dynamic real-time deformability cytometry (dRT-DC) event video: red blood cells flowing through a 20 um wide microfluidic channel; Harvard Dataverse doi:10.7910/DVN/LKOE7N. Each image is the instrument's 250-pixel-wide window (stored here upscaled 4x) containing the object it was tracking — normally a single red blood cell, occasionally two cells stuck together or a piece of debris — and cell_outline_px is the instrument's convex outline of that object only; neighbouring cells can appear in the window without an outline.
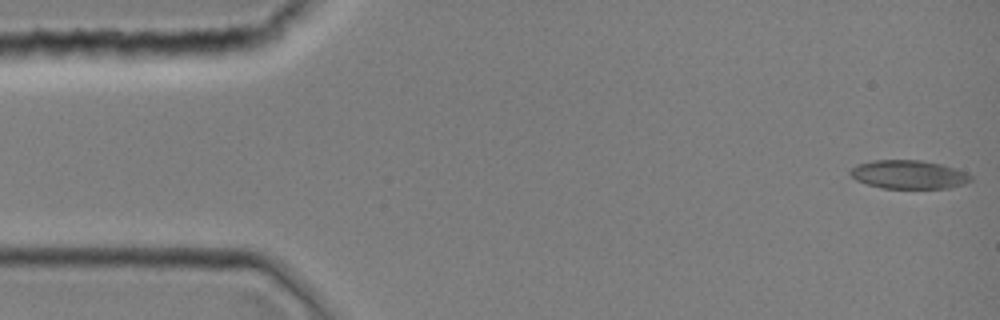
{"species": "common noctule bat (a hibernating species)", "species_latin": "Nyctalus noctula", "temperature_condition": "room temperature", "stored_images_in_passage": 43, "camera_frame_rate_fps": 3000, "um_per_image_px": 0.085, "animal": {"sex": "female", "body_mass_g": 19.0, "forearm_length_mm": 51.5}, "frame": {"image": 1, "passage_image": 1, "time_ms": 0.0, "image_size_px": [1000, 320], "cell_outline_px": [[972, 180], [964, 184], [948, 188], [880, 188], [856, 180], [848, 172], [856, 164], [872, 160], [924, 160], [944, 164], [956, 168], [972, 176]], "centroid_in_image_um": [77.24, 14.82], "position_along_channel_um": 7.8, "area_um2": 20.23}}
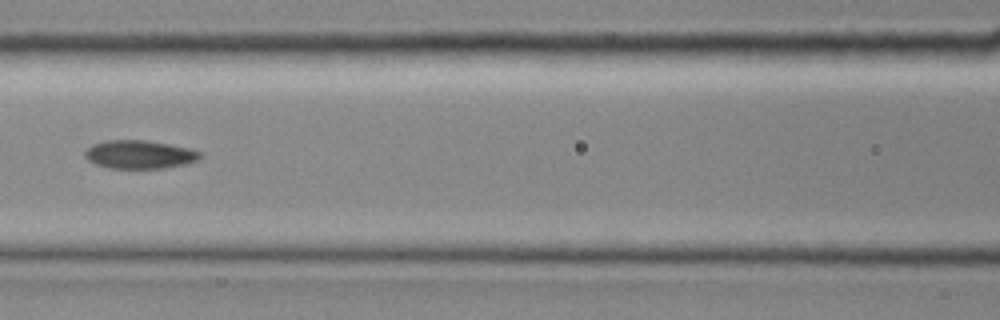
{"frame": {"image": 2, "passage_image": 19, "time_ms": 6.0, "image_size_px": [1000, 320], "cell_outline_px": [[204, 156], [196, 160], [184, 164], [164, 168], [108, 168], [96, 164], [88, 160], [84, 156], [84, 152], [92, 144], [104, 140], [148, 140], [192, 148], [200, 152]], "centroid_in_image_um": [11.86, 13.12], "position_along_channel_um": 154.7, "area_um2": 19.19}}
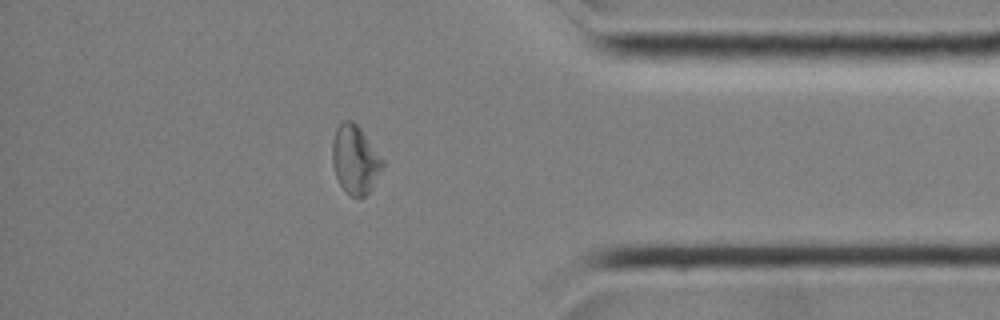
{"frame": {"image": 3, "passage_image": 37, "time_ms": 12.0, "image_size_px": [1000, 320], "cell_outline_px": [[384, 168], [372, 188], [364, 196], [352, 196], [344, 192], [336, 176], [332, 164], [332, 140], [336, 128], [344, 120], [352, 120], [360, 128], [384, 160]], "centroid_in_image_um": [30.19, 13.57], "position_along_channel_um": 405.0, "area_um2": 20.17}}